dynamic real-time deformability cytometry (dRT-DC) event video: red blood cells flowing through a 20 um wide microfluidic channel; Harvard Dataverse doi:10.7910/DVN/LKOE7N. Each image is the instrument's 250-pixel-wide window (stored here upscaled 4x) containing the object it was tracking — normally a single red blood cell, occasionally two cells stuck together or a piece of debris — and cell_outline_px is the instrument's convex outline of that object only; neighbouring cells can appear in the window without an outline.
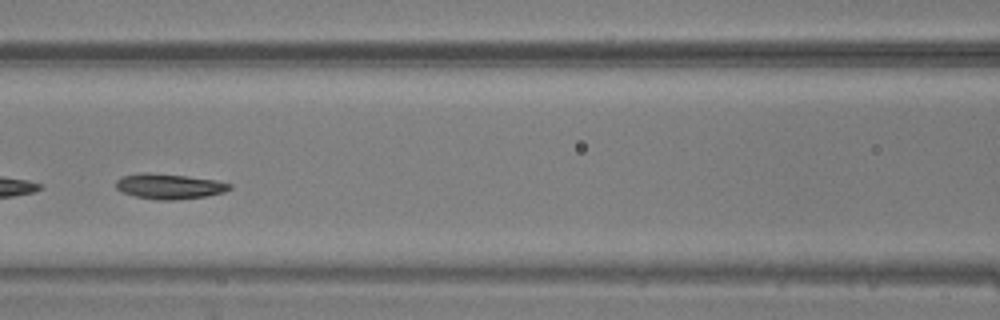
{"species": "common noctule bat (a hibernating species)", "species_latin": "Nyctalus noctula", "temperature_condition": "warm", "stored_images_in_passage": 33, "camera_frame_rate_fps": 3000, "um_per_image_px": 0.085, "animal": {"sex": "male", "body_mass_g": 20.5, "forearm_length_mm": 52.5}, "frame": {"image": 1, "passage_image": 15, "time_ms": 4.667, "image_size_px": [1000, 320], "cell_outline_px": [[232, 188], [224, 192], [208, 196], [176, 200], [156, 200], [136, 196], [124, 192], [116, 188], [116, 180], [120, 176], [144, 172], [148, 172], [188, 176], [216, 180], [232, 184]], "centroid_in_image_um": [14.4, 15.83], "position_along_channel_um": 152.2, "area_um2": 16.88}}